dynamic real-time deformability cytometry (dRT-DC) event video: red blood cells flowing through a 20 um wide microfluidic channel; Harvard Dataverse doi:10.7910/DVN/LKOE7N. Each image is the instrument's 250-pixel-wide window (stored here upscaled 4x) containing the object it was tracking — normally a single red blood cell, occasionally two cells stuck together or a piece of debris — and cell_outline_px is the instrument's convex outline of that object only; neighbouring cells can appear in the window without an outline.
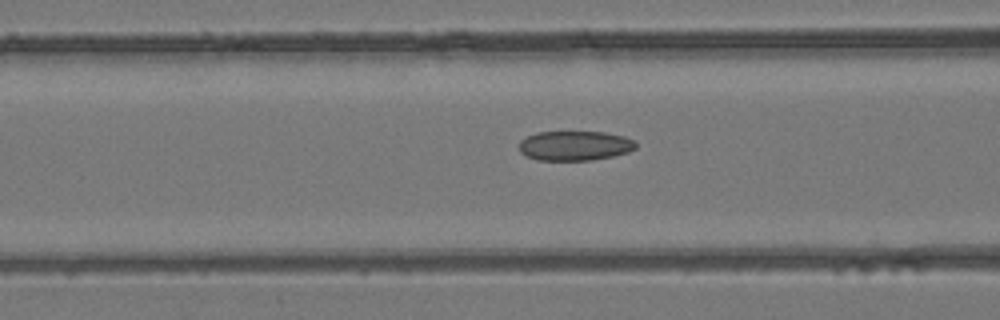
{"species": "common noctule bat (a hibernating species)", "species_latin": "Nyctalus noctula", "temperature_condition": "room temperature", "stored_images_in_passage": 37, "camera_frame_rate_fps": 3000, "um_per_image_px": 0.085, "animal": {"sex": "female", "body_mass_g": 24.6, "forearm_length_mm": 56.2}, "frame": {"image": 1, "passage_image": 16, "time_ms": 5.0, "image_size_px": [1000, 320], "cell_outline_px": [[636, 148], [628, 152], [612, 156], [592, 160], [536, 160], [524, 156], [520, 152], [520, 140], [536, 132], [604, 132], [624, 136], [636, 140]], "centroid_in_image_um": [48.86, 12.39], "position_along_channel_um": 117.7, "area_um2": 20.29}}
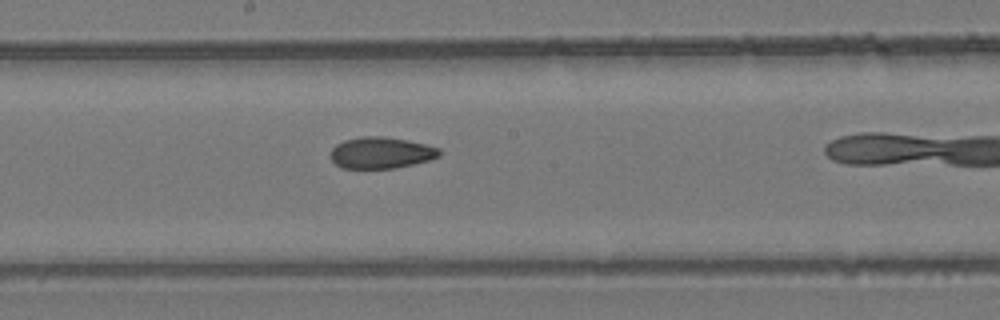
{"frame": {"image": 2, "passage_image": 23, "time_ms": 7.333, "image_size_px": [1000, 320], "cell_outline_px": [[440, 156], [428, 160], [396, 168], [340, 168], [332, 160], [332, 148], [336, 144], [344, 140], [360, 136], [384, 136], [424, 144], [440, 148]], "centroid_in_image_um": [32.37, 12.98], "position_along_channel_um": 215.8, "area_um2": 19.77}}
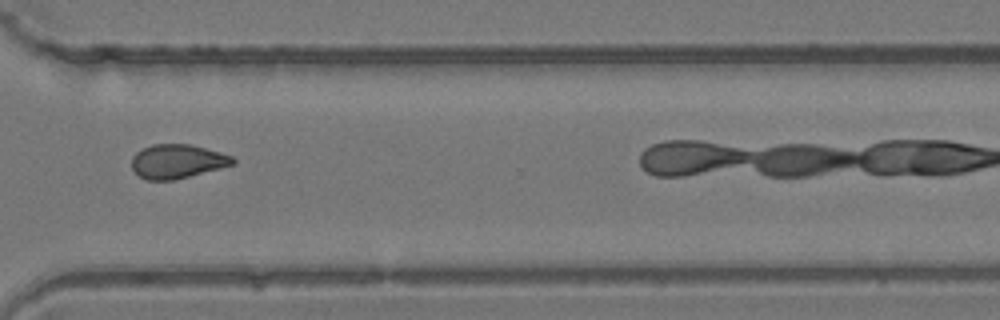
{"frame": {"image": 3, "passage_image": 33, "time_ms": 10.667, "image_size_px": [1000, 320], "cell_outline_px": [[236, 164], [172, 180], [148, 180], [140, 176], [132, 168], [132, 156], [136, 152], [152, 144], [188, 144], [220, 152], [232, 156], [236, 160]], "centroid_in_image_um": [15.07, 13.71], "position_along_channel_um": 355.5, "area_um2": 19.83}}